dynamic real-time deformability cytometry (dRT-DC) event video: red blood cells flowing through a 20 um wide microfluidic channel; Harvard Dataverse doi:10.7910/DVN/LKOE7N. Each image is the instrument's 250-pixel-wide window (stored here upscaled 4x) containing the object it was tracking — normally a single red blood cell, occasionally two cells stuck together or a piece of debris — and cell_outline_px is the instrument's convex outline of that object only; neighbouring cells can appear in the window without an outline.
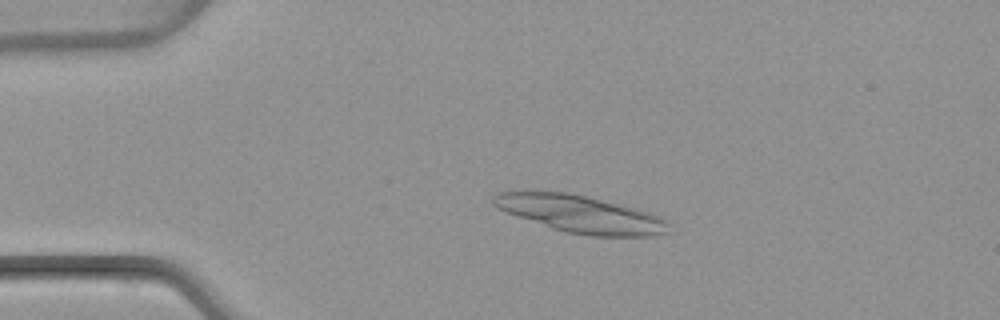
{"species": "common noctule bat (a hibernating species)", "species_latin": "Nyctalus noctula", "temperature_condition": "warm", "stored_images_in_passage": 3, "camera_frame_rate_fps": 3000, "um_per_image_px": 0.085, "animal": {"sex": "female", "body_mass_g": 22.7, "forearm_length_mm": 54.2}, "frame": {"image": 1, "passage_image": 2, "time_ms": 1.333, "image_size_px": [1000, 320], "cell_outline_px": [[668, 232], [652, 236], [592, 236], [564, 232], [504, 212], [496, 208], [492, 204], [492, 196], [500, 192], [568, 192], [620, 204], [636, 208], [660, 216], [668, 220]], "centroid_in_image_um": [49.34, 18.2], "position_along_channel_um": 35.7, "area_um2": 37.92}}